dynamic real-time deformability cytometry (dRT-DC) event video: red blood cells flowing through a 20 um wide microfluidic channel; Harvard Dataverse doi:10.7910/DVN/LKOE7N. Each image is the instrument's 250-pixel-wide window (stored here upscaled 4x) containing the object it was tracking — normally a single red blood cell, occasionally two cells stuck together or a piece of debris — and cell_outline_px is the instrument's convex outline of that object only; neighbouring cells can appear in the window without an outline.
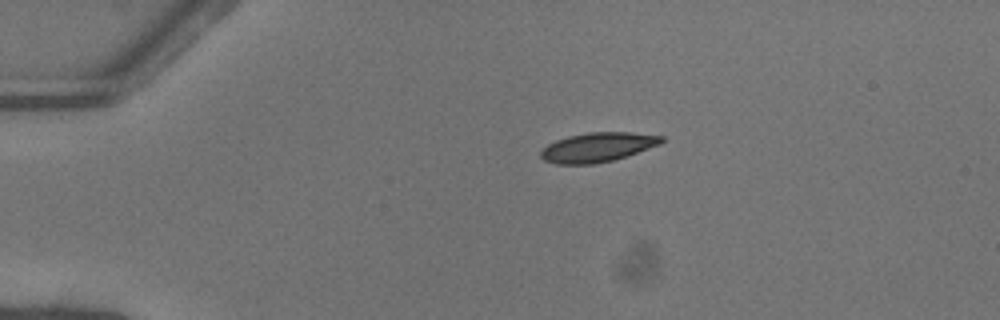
{"species": "common noctule bat (a hibernating species)", "species_latin": "Nyctalus noctula", "temperature_condition": "warm", "stored_images_in_passage": 41, "camera_frame_rate_fps": 3000, "um_per_image_px": 0.085, "animal": {"sex": "female"}, "frame": {"image": 1, "passage_image": 1, "time_ms": 0.0, "image_size_px": [1000, 320], "cell_outline_px": [[664, 140], [660, 144], [612, 160], [592, 164], [556, 164], [544, 160], [540, 156], [540, 152], [548, 144], [556, 140], [568, 136], [588, 132], [632, 132], [664, 136]], "centroid_in_image_um": [50.78, 12.5], "position_along_channel_um": 34.2, "area_um2": 20.46}}
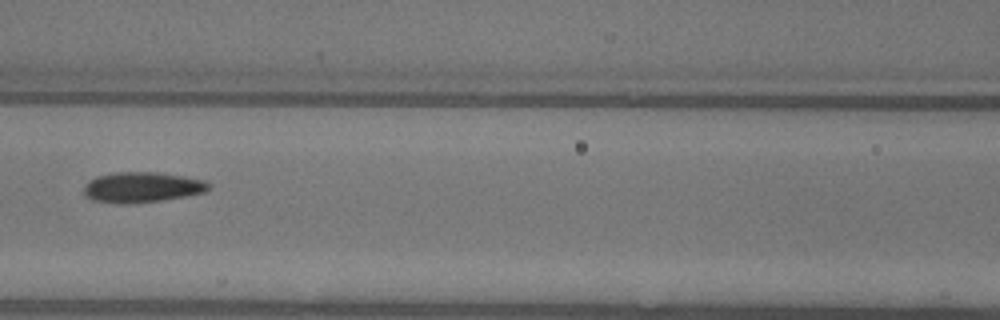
{"frame": {"image": 2, "passage_image": 14, "time_ms": 4.333, "image_size_px": [1000, 320], "cell_outline_px": [[212, 184], [204, 192], [184, 196], [160, 200], [132, 204], [120, 204], [92, 200], [84, 196], [84, 184], [88, 180], [96, 176], [116, 172], [156, 172], [184, 176], [204, 180]], "centroid_in_image_um": [12.02, 15.91], "position_along_channel_um": 154.6, "area_um2": 22.25}}
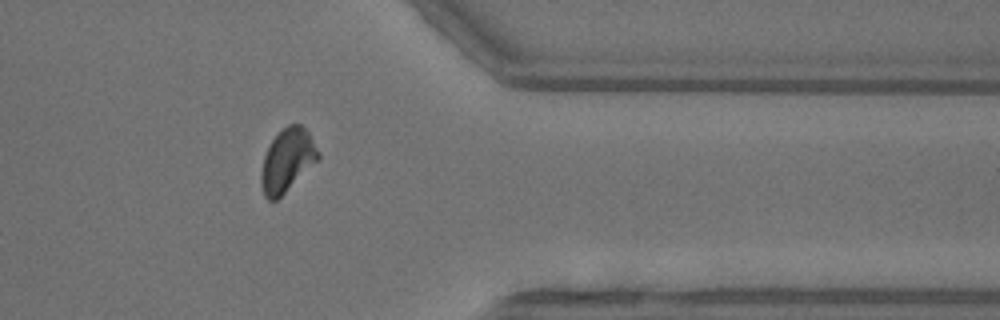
{"frame": {"image": 3, "passage_image": 32, "time_ms": 10.333, "image_size_px": [1000, 320], "cell_outline_px": [[320, 160], [276, 200], [268, 200], [264, 196], [260, 184], [260, 172], [264, 156], [272, 140], [288, 124], [300, 124], [308, 132], [320, 156]], "centroid_in_image_um": [24.41, 13.66], "position_along_channel_um": 387.0, "area_um2": 20.81}, "authors_computed_cell_mechanics": {"area_um2": 21.097, "velocity_mm_per_s": 4.0679, "shape_relaxation_time_tau1_ms": 4.6301, "shape_relaxation_time_tau2_ms": 3.0752, "deformation_change_tau1": 0.1426, "deformation_change_tau2": 0.081}}